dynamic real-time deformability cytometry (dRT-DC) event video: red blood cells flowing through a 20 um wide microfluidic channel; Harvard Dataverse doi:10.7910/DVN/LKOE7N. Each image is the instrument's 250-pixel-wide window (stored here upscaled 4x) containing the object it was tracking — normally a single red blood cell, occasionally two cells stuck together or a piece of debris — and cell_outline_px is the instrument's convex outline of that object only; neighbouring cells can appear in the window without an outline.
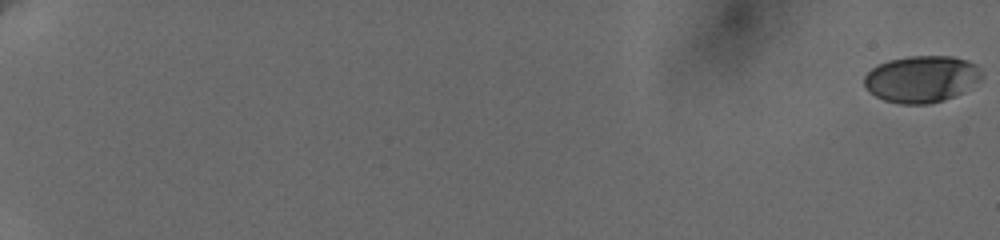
{"species": "human", "species_latin": "Homo sapiens", "temperature_condition": "cold", "stored_images_in_passage": 61, "camera_frame_rate_fps": 3000, "um_per_image_px": 0.085, "donor": {"sex": "female"}, "frame": {"image": 1, "passage_image": 1, "time_ms": 0.0, "image_size_px": [1000, 240], "cell_outline_px": [[984, 76], [980, 80], [960, 92], [944, 100], [928, 104], [900, 104], [884, 100], [876, 96], [864, 84], [864, 76], [872, 68], [888, 60], [908, 56], [952, 56], [968, 60], [976, 64]], "centroid_in_image_um": [78.34, 6.7], "position_along_channel_um": 6.7, "area_um2": 31.79}}
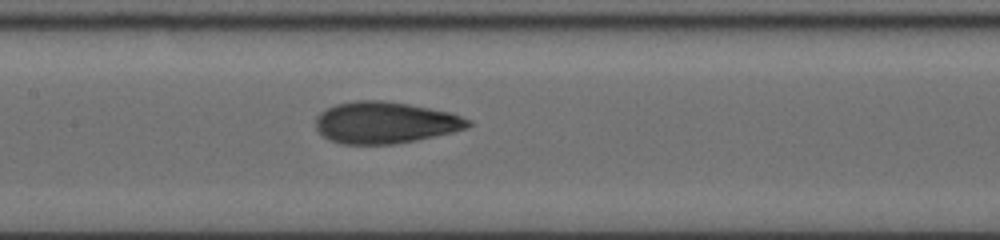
{"frame": {"image": 2, "passage_image": 35, "time_ms": 11.333, "image_size_px": [1000, 240], "cell_outline_px": [[472, 124], [468, 128], [452, 132], [416, 140], [396, 144], [340, 144], [328, 140], [316, 128], [316, 116], [320, 112], [336, 104], [352, 100], [380, 100], [408, 104], [448, 112], [472, 120]], "centroid_in_image_um": [32.72, 10.42], "position_along_channel_um": 174.7, "area_um2": 36.99}}
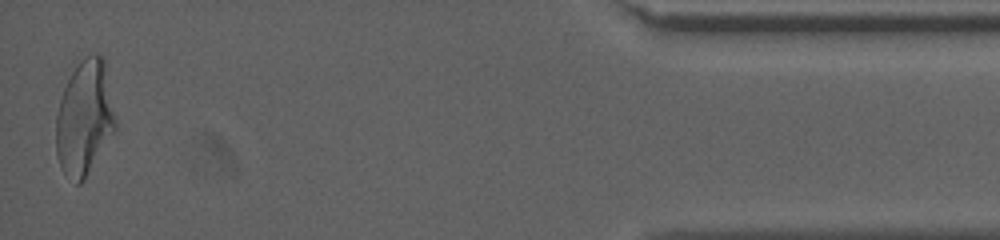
{"frame": {"image": 3, "passage_image": 61, "time_ms": 20.0, "image_size_px": [1000, 240], "cell_outline_px": [[116, 128], [84, 180], [80, 184], [76, 184], [60, 168], [56, 152], [56, 116], [60, 100], [64, 88], [72, 72], [80, 60], [96, 52], [104, 60], [116, 120]], "centroid_in_image_um": [7.17, 10.05], "position_along_channel_um": 428.0, "area_um2": 39.36}, "authors_computed_cell_mechanics": {"area_um2": 36.0094, "velocity_mm_per_s": 3.6525, "shape_relaxation_time_tau1_ms": 4.2297, "shape_relaxation_time_tau2_ms": 1.1498, "deformation_change_tau1": 0.1736, "deformation_change_tau2": 0.0787}}